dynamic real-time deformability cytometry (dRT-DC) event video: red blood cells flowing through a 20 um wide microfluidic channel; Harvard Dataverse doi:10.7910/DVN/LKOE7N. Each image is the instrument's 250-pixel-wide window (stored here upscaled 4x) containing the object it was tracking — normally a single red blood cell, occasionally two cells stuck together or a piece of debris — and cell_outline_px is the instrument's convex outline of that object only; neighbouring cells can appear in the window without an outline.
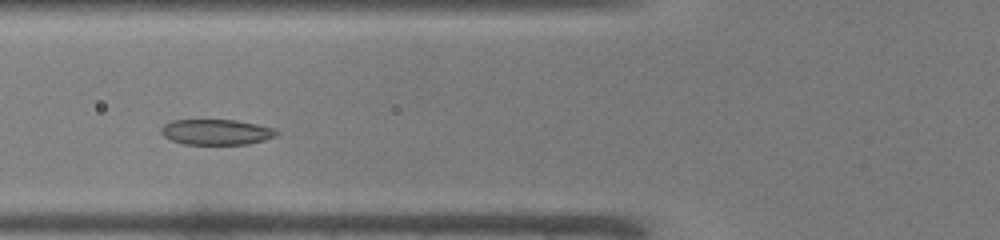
{"species": "common noctule bat (a hibernating species)", "species_latin": "Nyctalus noctula", "temperature_condition": "warm", "stored_images_in_passage": 42, "camera_frame_rate_fps": 3000, "um_per_image_px": 0.085, "animal": {"sex": "male", "body_mass_g": 19.0, "forearm_length_mm": 50.8}, "frame": {"image": 1, "passage_image": 11, "time_ms": 3.333, "image_size_px": [1000, 240], "cell_outline_px": [[280, 132], [276, 136], [264, 140], [248, 144], [184, 144], [172, 140], [164, 136], [160, 132], [160, 128], [164, 124], [172, 120], [236, 120], [276, 128]], "centroid_in_image_um": [18.41, 11.22], "position_along_channel_um": 107.4, "area_um2": 17.22}}
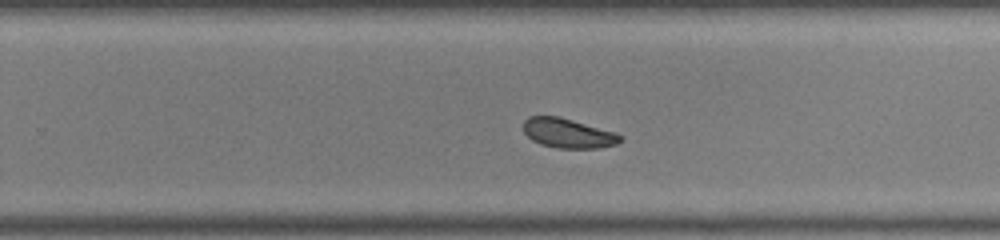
{"frame": {"image": 2, "passage_image": 24, "time_ms": 7.667, "image_size_px": [1000, 240], "cell_outline_px": [[624, 140], [616, 144], [596, 148], [556, 148], [540, 144], [532, 140], [524, 132], [524, 120], [528, 116], [560, 116], [616, 132], [624, 136]], "centroid_in_image_um": [48.31, 11.32], "position_along_channel_um": 281.5, "area_um2": 16.88}}
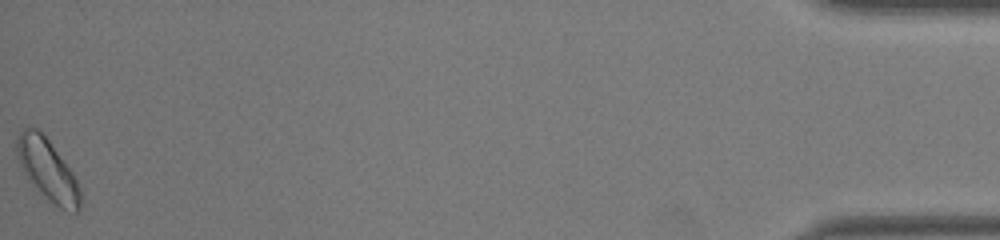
{"frame": {"image": 3, "passage_image": 42, "time_ms": 13.667, "image_size_px": [1000, 240], "cell_outline_px": [[80, 208], [76, 212], [60, 208], [48, 200], [24, 172], [20, 164], [16, 152], [16, 140], [20, 132], [24, 128], [36, 128], [48, 140], [72, 172], [76, 180], [80, 192]], "centroid_in_image_um": [4.04, 14.43], "position_along_channel_um": 431.2, "area_um2": 21.79}, "authors_computed_cell_mechanics": {"area_um2": 17.8313, "velocity_mm_per_s": 4.0329, "shape_relaxation_time_tau1_ms": 4.9178, "shape_relaxation_time_tau2_ms": 1.1999, "deformation_change_tau1": 0.1684, "deformation_change_tau2": 0.0594}}